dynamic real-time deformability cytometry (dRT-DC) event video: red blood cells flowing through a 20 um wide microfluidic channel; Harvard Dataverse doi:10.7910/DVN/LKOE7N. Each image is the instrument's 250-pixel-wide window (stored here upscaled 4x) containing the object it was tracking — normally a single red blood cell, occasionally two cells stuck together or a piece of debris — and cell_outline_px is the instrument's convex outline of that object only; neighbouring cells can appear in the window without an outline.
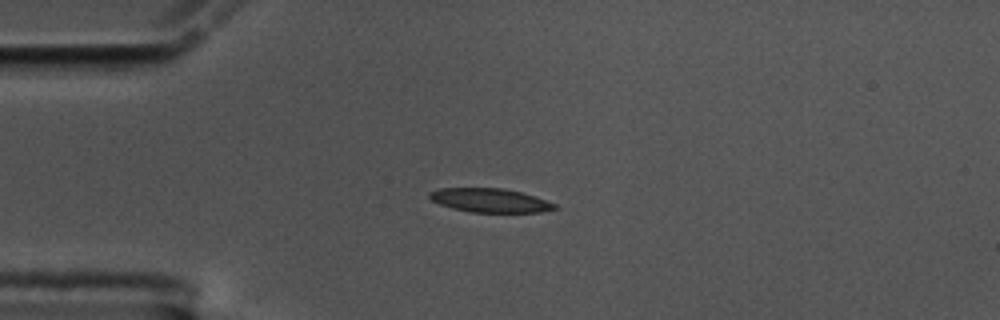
{"species": "common noctule bat (a hibernating species)", "species_latin": "Nyctalus noctula", "temperature_condition": "cold", "stored_images_in_passage": 43, "camera_frame_rate_fps": 3000, "um_per_image_px": 0.085, "animal": {"sex": "male", "body_mass_g": 17.5, "forearm_length_mm": 52.3}, "frame": {"image": 1, "passage_image": 1, "time_ms": 0.0, "image_size_px": [1000, 320], "cell_outline_px": [[560, 208], [540, 212], [472, 212], [452, 208], [440, 204], [432, 200], [428, 196], [428, 192], [440, 188], [504, 188], [520, 192], [556, 204]], "centroid_in_image_um": [41.63, 17.03], "position_along_channel_um": 43.4, "area_um2": 17.28}}
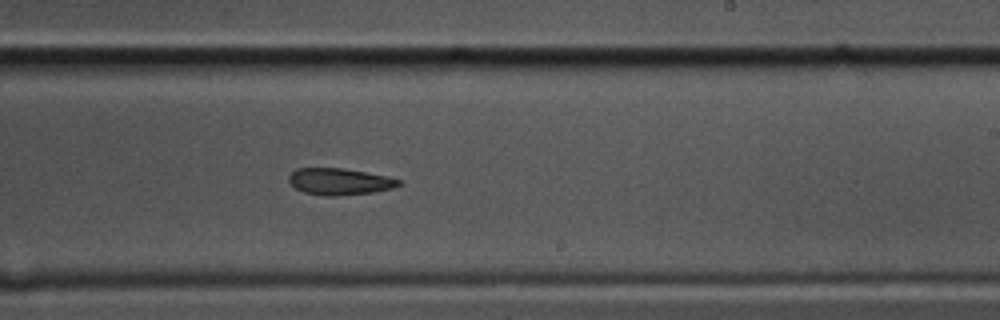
{"frame": {"image": 2, "passage_image": 21, "time_ms": 6.667, "image_size_px": [1000, 320], "cell_outline_px": [[400, 184], [392, 188], [376, 192], [336, 196], [324, 196], [304, 192], [296, 188], [288, 180], [288, 176], [296, 168], [344, 168], [388, 176], [400, 180]], "centroid_in_image_um": [28.86, 15.43], "position_along_channel_um": 260.1, "area_um2": 17.11}}
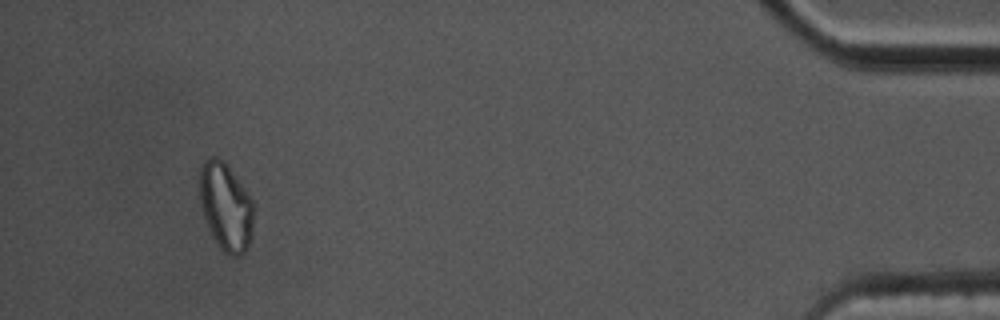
{"frame": {"image": 3, "passage_image": 40, "time_ms": 13.0, "image_size_px": [1000, 320], "cell_outline_px": [[252, 236], [248, 248], [244, 252], [236, 256], [232, 256], [224, 252], [216, 244], [212, 236], [204, 216], [200, 204], [200, 164], [204, 160], [212, 156], [216, 156], [224, 160], [244, 188], [252, 200]], "centroid_in_image_um": [19.17, 17.56], "position_along_channel_um": 416.0, "area_um2": 27.57}, "authors_computed_cell_mechanics": {"area_um2": 17.9758, "velocity_mm_per_s": 3.5552, "shape_relaxation_time_tau1_ms": 3.3287, "shape_relaxation_time_tau2_ms": null, "deformation_change_tau1": 0.1296, "deformation_change_tau2": null}}